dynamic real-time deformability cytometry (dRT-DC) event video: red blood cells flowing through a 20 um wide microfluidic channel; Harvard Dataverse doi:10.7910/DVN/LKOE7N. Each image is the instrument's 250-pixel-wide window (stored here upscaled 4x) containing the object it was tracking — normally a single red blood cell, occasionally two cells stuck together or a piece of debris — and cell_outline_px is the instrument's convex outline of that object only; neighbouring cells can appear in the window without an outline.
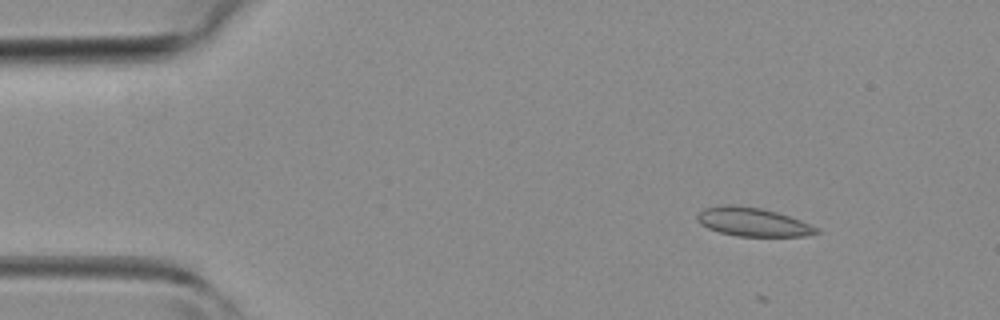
{"species": "common noctule bat (a hibernating species)", "species_latin": "Nyctalus noctula", "temperature_condition": "room temperature", "stored_images_in_passage": 33, "camera_frame_rate_fps": 3000, "um_per_image_px": 0.085, "animal": {"sex": "female", "body_mass_g": 19.3, "forearm_length_mm": 54.1}, "frame": {"image": 1, "passage_image": 5, "time_ms": 1.333, "image_size_px": [1000, 320], "cell_outline_px": [[820, 232], [804, 236], [736, 236], [720, 232], [708, 228], [700, 224], [696, 220], [696, 216], [704, 208], [720, 204], [732, 204], [760, 208], [776, 212], [800, 220], [820, 228]], "centroid_in_image_um": [63.96, 18.86], "position_along_channel_um": 21.0, "area_um2": 19.94}}
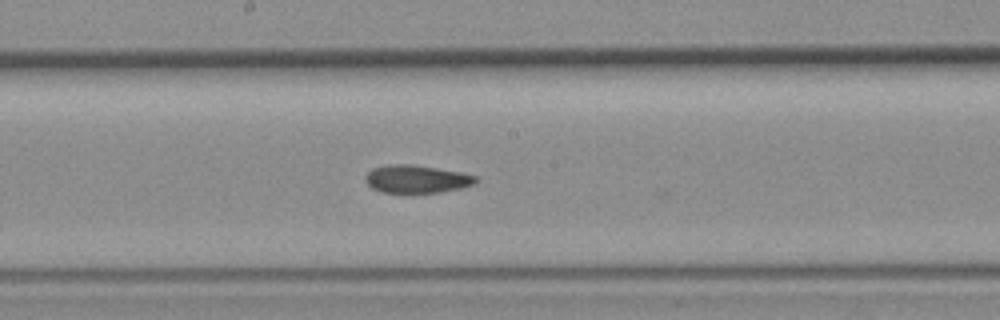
{"frame": {"image": 2, "passage_image": 23, "time_ms": 7.333, "image_size_px": [1000, 320], "cell_outline_px": [[480, 180], [476, 184], [460, 188], [440, 192], [380, 192], [372, 188], [364, 180], [364, 176], [372, 168], [388, 164], [412, 164], [460, 172], [476, 176]], "centroid_in_image_um": [35.4, 15.21], "position_along_channel_um": 212.8, "area_um2": 17.98}}
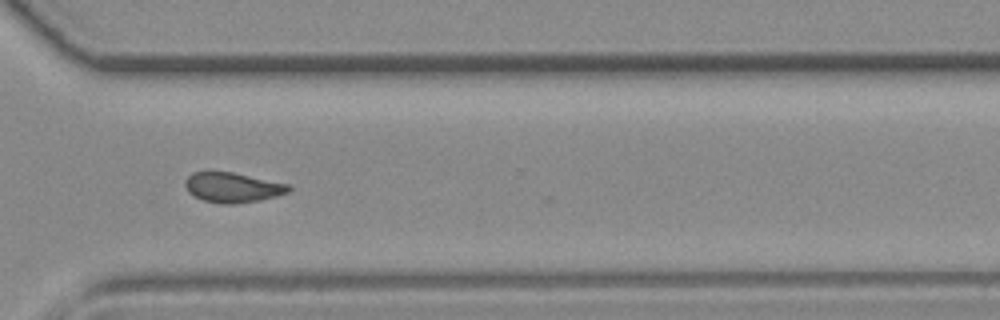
{"frame": {"image": 3, "passage_image": 32, "time_ms": 10.333, "image_size_px": [1000, 320], "cell_outline_px": [[292, 188], [288, 192], [276, 196], [260, 200], [236, 204], [220, 204], [204, 200], [188, 192], [184, 184], [184, 180], [192, 172], [232, 172], [292, 184]], "centroid_in_image_um": [19.8, 15.93], "position_along_channel_um": 350.8, "area_um2": 18.21}}